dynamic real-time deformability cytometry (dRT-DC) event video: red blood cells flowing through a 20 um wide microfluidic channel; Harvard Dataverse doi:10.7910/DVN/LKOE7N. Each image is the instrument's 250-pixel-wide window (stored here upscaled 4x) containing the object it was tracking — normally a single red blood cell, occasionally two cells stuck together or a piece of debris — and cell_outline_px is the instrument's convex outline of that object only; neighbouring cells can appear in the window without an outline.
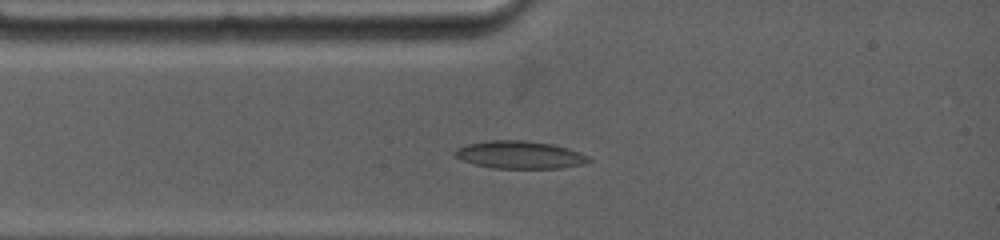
{"species": "common noctule bat (a hibernating species)", "species_latin": "Nyctalus noctula", "temperature_condition": "warm", "stored_images_in_passage": 9, "camera_frame_rate_fps": 4500, "um_per_image_px": 0.085, "animal": {"sex": "female", "body_mass_g": 19.0, "forearm_length_mm": 53.3}, "frame": {"image": 1, "passage_image": 2, "time_ms": 1.333, "image_size_px": [1000, 240], "cell_outline_px": [[592, 160], [584, 164], [560, 168], [492, 168], [460, 160], [452, 156], [452, 152], [456, 148], [468, 144], [484, 140], [528, 140], [552, 144], [568, 148], [580, 152], [588, 156]], "centroid_in_image_um": [44.14, 13.15], "position_along_channel_um": 40.9, "area_um2": 21.85}}
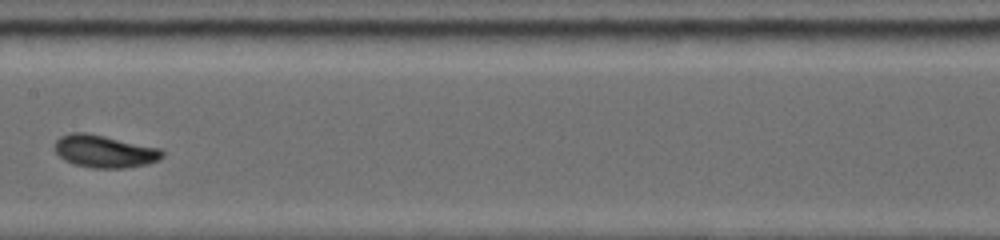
{"frame": {"image": 2, "passage_image": 6, "time_ms": 5.556, "image_size_px": [1000, 240], "cell_outline_px": [[164, 156], [160, 160], [148, 164], [124, 168], [92, 168], [72, 164], [64, 160], [52, 148], [56, 140], [60, 136], [72, 132], [88, 132], [160, 148], [164, 152]], "centroid_in_image_um": [8.87, 12.86], "position_along_channel_um": 198.5, "area_um2": 20.75}}
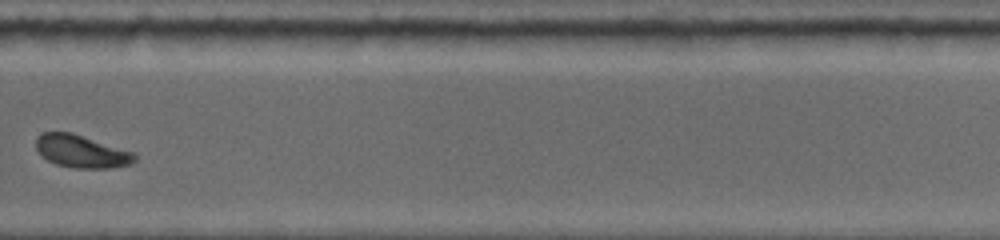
{"frame": {"image": 3, "passage_image": 9, "time_ms": 8.889, "image_size_px": [1000, 240], "cell_outline_px": [[136, 160], [132, 164], [112, 168], [76, 168], [56, 164], [40, 156], [36, 148], [36, 140], [44, 132], [72, 132], [136, 152]], "centroid_in_image_um": [6.97, 12.87], "position_along_channel_um": 322.8, "area_um2": 19.02}}